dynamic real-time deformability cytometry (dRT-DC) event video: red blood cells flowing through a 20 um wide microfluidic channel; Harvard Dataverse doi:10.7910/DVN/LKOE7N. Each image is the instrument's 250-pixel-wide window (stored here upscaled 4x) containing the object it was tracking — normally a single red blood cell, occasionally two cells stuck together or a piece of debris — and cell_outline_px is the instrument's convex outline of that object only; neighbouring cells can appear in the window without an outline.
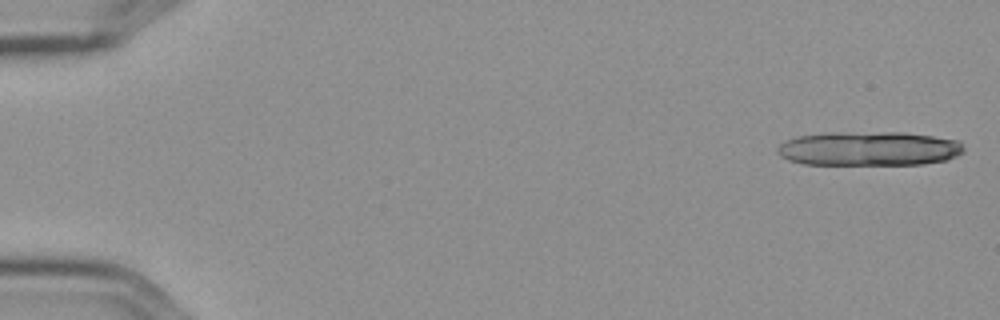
{"species": "Egyptian fruit bat (a non-hibernating species)", "species_latin": "Rousettus aegyptiacus", "temperature_condition": "cold", "stored_images_in_passage": 6, "camera_frame_rate_fps": 3000, "um_per_image_px": 0.085, "frame": {"image": 1, "passage_image": 1, "time_ms": 0.0, "image_size_px": [1000, 320], "cell_outline_px": [[964, 152], [948, 160], [924, 164], [804, 164], [788, 160], [780, 156], [776, 152], [776, 148], [784, 140], [796, 136], [824, 132], [904, 132], [960, 140], [964, 148]], "centroid_in_image_um": [73.84, 12.62], "position_along_channel_um": 11.2, "area_um2": 37.74}}
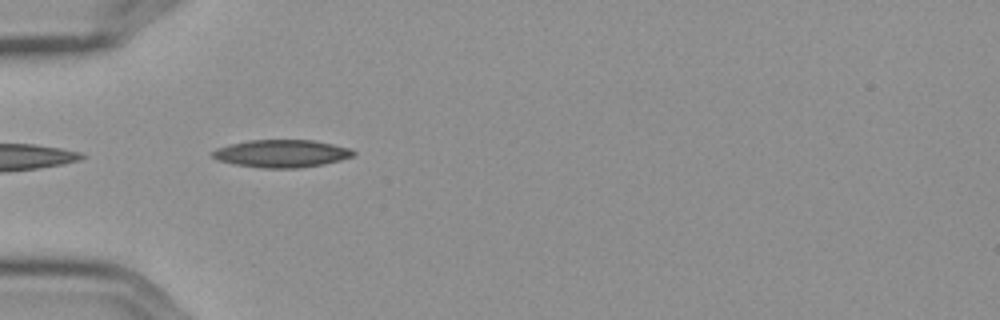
{"frame": {"image": 2, "passage_image": 5, "time_ms": 1.333, "image_size_px": [1000, 320], "cell_outline_px": [[356, 156], [324, 164], [300, 168], [264, 168], [232, 164], [216, 160], [212, 156], [212, 152], [216, 148], [248, 140], [312, 140], [332, 144], [348, 148], [356, 152]], "centroid_in_image_um": [23.93, 13.06], "position_along_channel_um": 61.1, "area_um2": 22.72}}
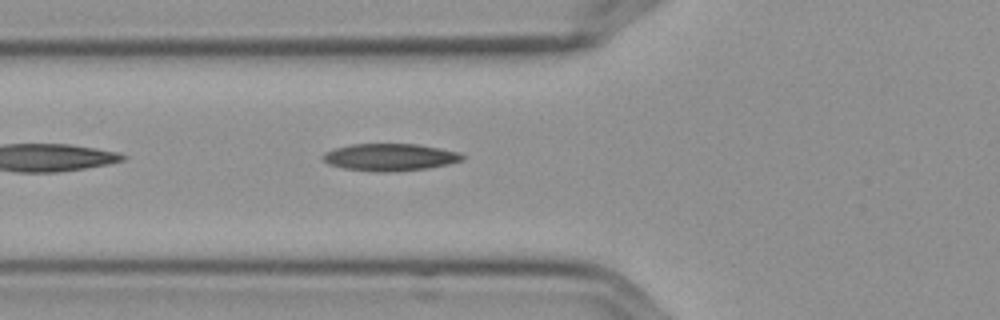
{"frame": {"image": 3, "passage_image": 6, "time_ms": 1.667, "image_size_px": [1000, 320], "cell_outline_px": [[468, 156], [464, 160], [448, 164], [428, 168], [384, 172], [380, 172], [344, 168], [328, 164], [320, 156], [324, 152], [336, 148], [352, 144], [420, 144], [460, 152]], "centroid_in_image_um": [33.19, 13.35], "position_along_channel_um": 92.6, "area_um2": 22.2}}